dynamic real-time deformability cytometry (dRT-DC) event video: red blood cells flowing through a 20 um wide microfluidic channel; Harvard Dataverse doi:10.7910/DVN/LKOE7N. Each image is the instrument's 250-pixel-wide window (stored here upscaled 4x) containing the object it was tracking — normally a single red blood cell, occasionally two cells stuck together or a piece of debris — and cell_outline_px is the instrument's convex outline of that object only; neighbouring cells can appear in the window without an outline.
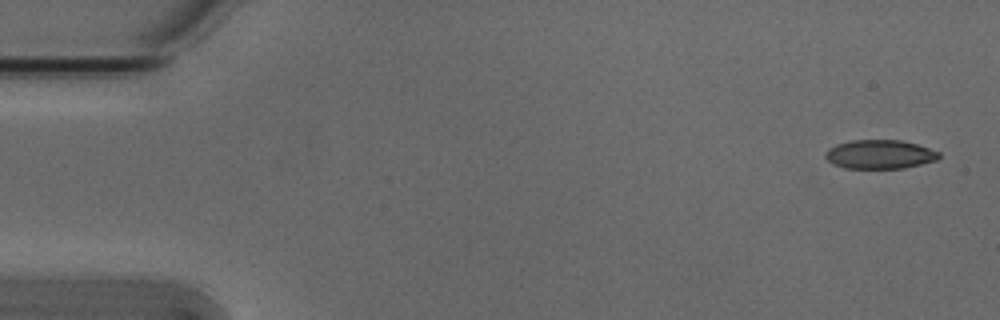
{"species": "Egyptian fruit bat (a non-hibernating species)", "species_latin": "Rousettus aegyptiacus", "temperature_condition": "cold", "stored_images_in_passage": 6, "camera_frame_rate_fps": 3000, "um_per_image_px": 0.085, "animal": {"sex": "male"}, "frame": {"image": 1, "passage_image": 1, "time_ms": 0.0, "image_size_px": [1000, 320], "cell_outline_px": [[940, 156], [936, 160], [904, 168], [844, 168], [832, 164], [824, 156], [824, 152], [828, 148], [836, 144], [852, 140], [900, 140], [916, 144], [940, 152]], "centroid_in_image_um": [74.73, 13.12], "position_along_channel_um": 10.3, "area_um2": 19.13}}
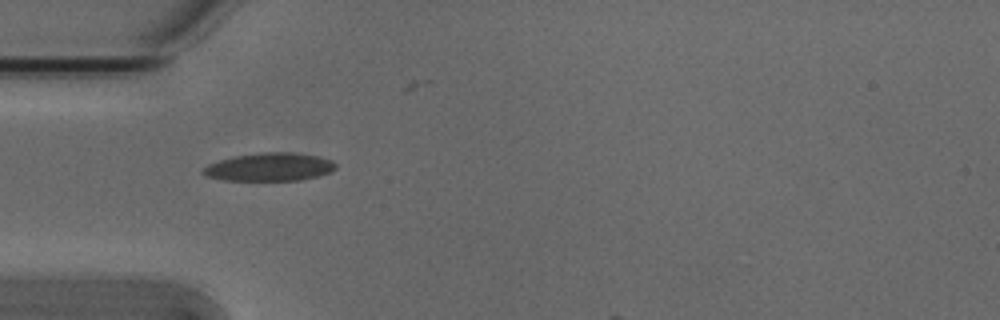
{"frame": {"image": 2, "passage_image": 5, "time_ms": 1.333, "image_size_px": [1000, 320], "cell_outline_px": [[336, 168], [332, 172], [300, 180], [224, 180], [208, 176], [200, 172], [208, 164], [232, 156], [260, 152], [296, 152], [316, 156], [332, 160], [336, 164]], "centroid_in_image_um": [22.92, 14.18], "position_along_channel_um": 62.1, "area_um2": 21.73}}